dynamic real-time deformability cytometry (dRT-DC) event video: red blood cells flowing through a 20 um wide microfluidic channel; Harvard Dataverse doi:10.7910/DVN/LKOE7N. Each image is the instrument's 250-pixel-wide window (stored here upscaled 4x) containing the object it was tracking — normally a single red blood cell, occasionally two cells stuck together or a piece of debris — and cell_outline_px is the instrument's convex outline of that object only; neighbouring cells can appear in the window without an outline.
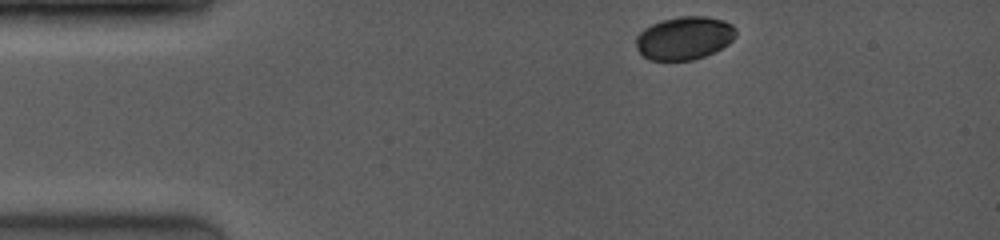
{"species": "common noctule bat (a hibernating species)", "species_latin": "Nyctalus noctula", "temperature_condition": "room temperature", "stored_images_in_passage": 35, "camera_frame_rate_fps": 4000, "um_per_image_px": 0.085, "animal": {"sex": "female", "body_mass_g": 19.0, "forearm_length_mm": 53.3}, "frame": {"image": 1, "passage_image": 1, "time_ms": 0.0, "image_size_px": [1000, 240], "cell_outline_px": [[736, 36], [728, 44], [704, 56], [692, 60], [648, 60], [636, 48], [636, 36], [644, 28], [660, 20], [680, 16], [704, 16], [724, 20], [732, 24], [736, 28]], "centroid_in_image_um": [58.16, 3.22], "position_along_channel_um": 26.8, "area_um2": 25.14}}
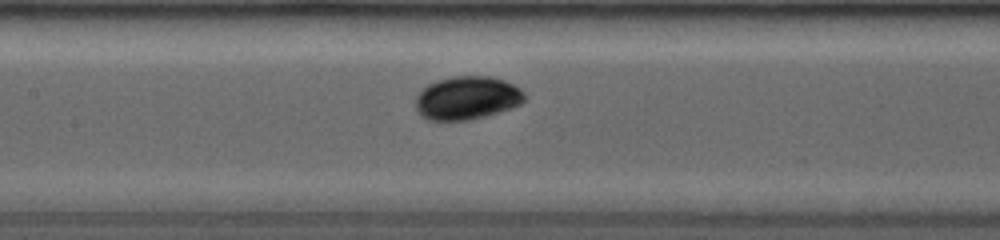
{"frame": {"image": 2, "passage_image": 15, "time_ms": 5.0, "image_size_px": [1000, 240], "cell_outline_px": [[524, 100], [520, 104], [512, 108], [484, 116], [468, 120], [428, 120], [420, 116], [416, 108], [416, 96], [428, 84], [440, 80], [456, 76], [488, 76], [504, 80], [520, 88], [524, 92]], "centroid_in_image_um": [39.7, 8.33], "position_along_channel_um": 167.7, "area_um2": 27.28}}
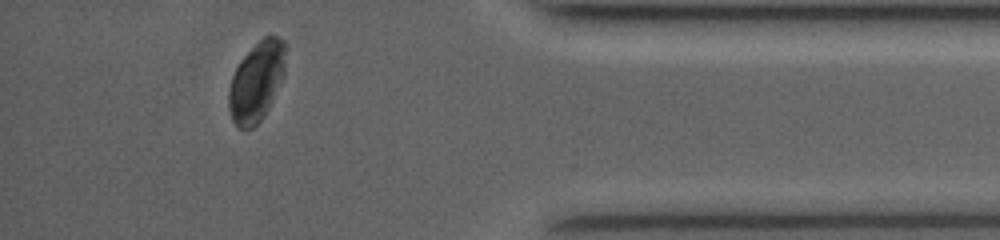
{"frame": {"image": 3, "passage_image": 32, "time_ms": 11.5, "image_size_px": [1000, 240], "cell_outline_px": [[288, 44], [284, 76], [264, 116], [252, 128], [244, 132], [236, 128], [232, 120], [228, 108], [228, 88], [232, 76], [240, 60], [264, 36], [276, 36], [284, 40]], "centroid_in_image_um": [21.81, 6.95], "position_along_channel_um": 413.4, "area_um2": 26.93}, "authors_computed_cell_mechanics": {"area_um2": 26.8192, "velocity_mm_per_s": 4.0897, "shape_relaxation_time_tau1_ms": 0.9362, "shape_relaxation_time_tau2_ms": null, "deformation_change_tau1": 0.0593, "deformation_change_tau2": null}}